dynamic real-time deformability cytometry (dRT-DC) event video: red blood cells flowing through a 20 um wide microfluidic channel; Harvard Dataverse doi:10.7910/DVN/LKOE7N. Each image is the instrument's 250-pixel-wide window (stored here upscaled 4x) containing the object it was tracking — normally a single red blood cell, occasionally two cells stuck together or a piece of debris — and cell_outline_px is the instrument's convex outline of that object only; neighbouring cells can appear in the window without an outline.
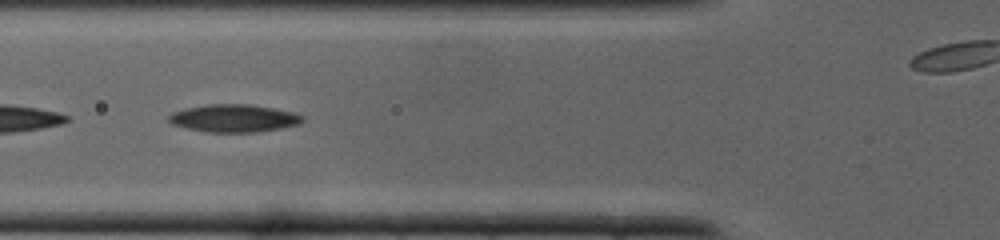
{"species": "common noctule bat (a hibernating species)", "species_latin": "Nyctalus noctula", "temperature_condition": "cold", "stored_images_in_passage": 37, "camera_frame_rate_fps": 3000, "um_per_image_px": 0.085, "animal": {"sex": "male", "body_mass_g": 19.0, "forearm_length_mm": 50.8}, "frame": {"image": 1, "passage_image": 12, "time_ms": 3.667, "image_size_px": [1000, 240], "cell_outline_px": [[304, 120], [300, 124], [280, 128], [256, 132], [208, 132], [188, 128], [172, 124], [168, 120], [168, 116], [172, 112], [184, 108], [208, 104], [248, 104], [272, 108], [292, 112], [304, 116]], "centroid_in_image_um": [19.87, 10.05], "position_along_channel_um": 105.9, "area_um2": 21.5}}
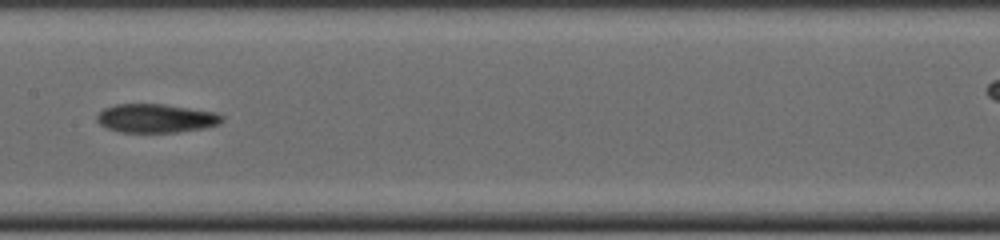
{"frame": {"image": 2, "passage_image": 17, "time_ms": 5.333, "image_size_px": [1000, 240], "cell_outline_px": [[224, 120], [220, 124], [204, 128], [176, 132], [120, 132], [108, 128], [100, 124], [96, 120], [96, 116], [104, 108], [116, 104], [164, 104], [216, 112], [224, 116]], "centroid_in_image_um": [13.28, 10.05], "position_along_channel_um": 194.1, "area_um2": 20.98}}
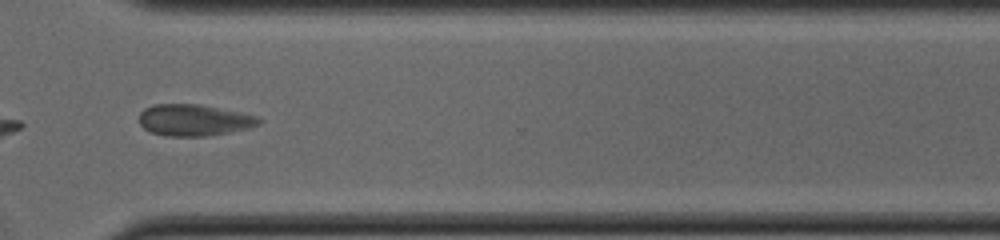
{"frame": {"image": 3, "passage_image": 26, "time_ms": 8.333, "image_size_px": [1000, 240], "cell_outline_px": [[264, 120], [260, 124], [252, 128], [208, 136], [168, 136], [148, 132], [140, 124], [140, 112], [144, 108], [156, 104], [200, 104], [260, 116]], "centroid_in_image_um": [16.55, 10.21], "position_along_channel_um": 354.1, "area_um2": 22.31}}